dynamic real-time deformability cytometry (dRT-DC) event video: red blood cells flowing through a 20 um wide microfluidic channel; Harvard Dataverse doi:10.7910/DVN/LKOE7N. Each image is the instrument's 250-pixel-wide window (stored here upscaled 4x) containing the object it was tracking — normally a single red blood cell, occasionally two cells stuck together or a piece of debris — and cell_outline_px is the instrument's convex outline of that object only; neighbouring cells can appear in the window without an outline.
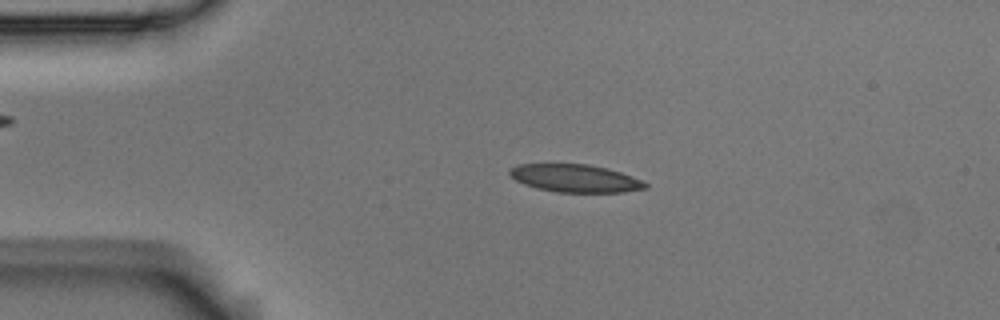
{"species": "Egyptian fruit bat (a non-hibernating species)", "species_latin": "Rousettus aegyptiacus", "temperature_condition": "room temperature", "stored_images_in_passage": 4, "camera_frame_rate_fps": 3000, "um_per_image_px": 0.085, "animal": {"sex": "male"}, "frame": {"image": 1, "passage_image": 3, "time_ms": 0.667, "image_size_px": [1000, 320], "cell_outline_px": [[648, 188], [624, 192], [560, 192], [540, 188], [524, 184], [516, 180], [508, 172], [512, 168], [520, 164], [588, 164], [608, 168], [632, 176], [648, 184]], "centroid_in_image_um": [48.94, 15.15], "position_along_channel_um": 36.1, "area_um2": 21.68}}